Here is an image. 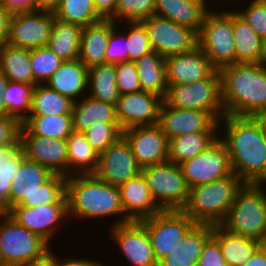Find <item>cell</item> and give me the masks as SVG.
<instances>
[{
  "instance_id": "cell-1",
  "label": "cell",
  "mask_w": 266,
  "mask_h": 266,
  "mask_svg": "<svg viewBox=\"0 0 266 266\" xmlns=\"http://www.w3.org/2000/svg\"><path fill=\"white\" fill-rule=\"evenodd\" d=\"M220 138L228 149L233 173L244 183H266V134L255 117L225 114Z\"/></svg>"
},
{
  "instance_id": "cell-2",
  "label": "cell",
  "mask_w": 266,
  "mask_h": 266,
  "mask_svg": "<svg viewBox=\"0 0 266 266\" xmlns=\"http://www.w3.org/2000/svg\"><path fill=\"white\" fill-rule=\"evenodd\" d=\"M225 114L256 117L266 109V71L263 63H234L219 70Z\"/></svg>"
},
{
  "instance_id": "cell-3",
  "label": "cell",
  "mask_w": 266,
  "mask_h": 266,
  "mask_svg": "<svg viewBox=\"0 0 266 266\" xmlns=\"http://www.w3.org/2000/svg\"><path fill=\"white\" fill-rule=\"evenodd\" d=\"M65 195L68 219L97 221V218L118 215L112 226L130 221L124 214L118 186L110 185L94 174L67 177Z\"/></svg>"
},
{
  "instance_id": "cell-4",
  "label": "cell",
  "mask_w": 266,
  "mask_h": 266,
  "mask_svg": "<svg viewBox=\"0 0 266 266\" xmlns=\"http://www.w3.org/2000/svg\"><path fill=\"white\" fill-rule=\"evenodd\" d=\"M243 184L244 182L233 173L223 179L192 187L182 211L195 223L219 225Z\"/></svg>"
},
{
  "instance_id": "cell-5",
  "label": "cell",
  "mask_w": 266,
  "mask_h": 266,
  "mask_svg": "<svg viewBox=\"0 0 266 266\" xmlns=\"http://www.w3.org/2000/svg\"><path fill=\"white\" fill-rule=\"evenodd\" d=\"M263 187V183H244L219 226L232 234L258 241L266 233V193Z\"/></svg>"
},
{
  "instance_id": "cell-6",
  "label": "cell",
  "mask_w": 266,
  "mask_h": 266,
  "mask_svg": "<svg viewBox=\"0 0 266 266\" xmlns=\"http://www.w3.org/2000/svg\"><path fill=\"white\" fill-rule=\"evenodd\" d=\"M209 10L198 33V46L216 70L236 63L233 10Z\"/></svg>"
},
{
  "instance_id": "cell-7",
  "label": "cell",
  "mask_w": 266,
  "mask_h": 266,
  "mask_svg": "<svg viewBox=\"0 0 266 266\" xmlns=\"http://www.w3.org/2000/svg\"><path fill=\"white\" fill-rule=\"evenodd\" d=\"M50 245L8 214L0 215V261L3 266H23L38 260L51 251Z\"/></svg>"
},
{
  "instance_id": "cell-8",
  "label": "cell",
  "mask_w": 266,
  "mask_h": 266,
  "mask_svg": "<svg viewBox=\"0 0 266 266\" xmlns=\"http://www.w3.org/2000/svg\"><path fill=\"white\" fill-rule=\"evenodd\" d=\"M164 102L174 108L207 111L219 121L225 115L219 70L194 83L168 86Z\"/></svg>"
},
{
  "instance_id": "cell-9",
  "label": "cell",
  "mask_w": 266,
  "mask_h": 266,
  "mask_svg": "<svg viewBox=\"0 0 266 266\" xmlns=\"http://www.w3.org/2000/svg\"><path fill=\"white\" fill-rule=\"evenodd\" d=\"M149 192L161 210H182L189 197L190 187L179 165L164 163L142 167Z\"/></svg>"
},
{
  "instance_id": "cell-10",
  "label": "cell",
  "mask_w": 266,
  "mask_h": 266,
  "mask_svg": "<svg viewBox=\"0 0 266 266\" xmlns=\"http://www.w3.org/2000/svg\"><path fill=\"white\" fill-rule=\"evenodd\" d=\"M148 231L151 245L159 263L196 224L182 210H161L140 220Z\"/></svg>"
},
{
  "instance_id": "cell-11",
  "label": "cell",
  "mask_w": 266,
  "mask_h": 266,
  "mask_svg": "<svg viewBox=\"0 0 266 266\" xmlns=\"http://www.w3.org/2000/svg\"><path fill=\"white\" fill-rule=\"evenodd\" d=\"M145 26L151 47L164 58L189 52L198 46V33L168 18L152 15L141 21Z\"/></svg>"
},
{
  "instance_id": "cell-12",
  "label": "cell",
  "mask_w": 266,
  "mask_h": 266,
  "mask_svg": "<svg viewBox=\"0 0 266 266\" xmlns=\"http://www.w3.org/2000/svg\"><path fill=\"white\" fill-rule=\"evenodd\" d=\"M179 166L190 188L233 174L228 149L220 137L206 150Z\"/></svg>"
},
{
  "instance_id": "cell-13",
  "label": "cell",
  "mask_w": 266,
  "mask_h": 266,
  "mask_svg": "<svg viewBox=\"0 0 266 266\" xmlns=\"http://www.w3.org/2000/svg\"><path fill=\"white\" fill-rule=\"evenodd\" d=\"M54 17L53 12L41 10L12 12L6 44L24 49L46 46Z\"/></svg>"
},
{
  "instance_id": "cell-14",
  "label": "cell",
  "mask_w": 266,
  "mask_h": 266,
  "mask_svg": "<svg viewBox=\"0 0 266 266\" xmlns=\"http://www.w3.org/2000/svg\"><path fill=\"white\" fill-rule=\"evenodd\" d=\"M19 225L41 236L50 244L65 219L68 220L67 199L64 194L56 203L40 206L15 205L7 213ZM59 225V226H58Z\"/></svg>"
},
{
  "instance_id": "cell-15",
  "label": "cell",
  "mask_w": 266,
  "mask_h": 266,
  "mask_svg": "<svg viewBox=\"0 0 266 266\" xmlns=\"http://www.w3.org/2000/svg\"><path fill=\"white\" fill-rule=\"evenodd\" d=\"M131 146L122 135L98 157L94 175L113 186H120L141 174Z\"/></svg>"
},
{
  "instance_id": "cell-16",
  "label": "cell",
  "mask_w": 266,
  "mask_h": 266,
  "mask_svg": "<svg viewBox=\"0 0 266 266\" xmlns=\"http://www.w3.org/2000/svg\"><path fill=\"white\" fill-rule=\"evenodd\" d=\"M113 239L132 266H158L148 231L140 221L110 226Z\"/></svg>"
},
{
  "instance_id": "cell-17",
  "label": "cell",
  "mask_w": 266,
  "mask_h": 266,
  "mask_svg": "<svg viewBox=\"0 0 266 266\" xmlns=\"http://www.w3.org/2000/svg\"><path fill=\"white\" fill-rule=\"evenodd\" d=\"M164 98L156 94L138 91L120 95L116 116L122 130L135 126L158 124Z\"/></svg>"
},
{
  "instance_id": "cell-18",
  "label": "cell",
  "mask_w": 266,
  "mask_h": 266,
  "mask_svg": "<svg viewBox=\"0 0 266 266\" xmlns=\"http://www.w3.org/2000/svg\"><path fill=\"white\" fill-rule=\"evenodd\" d=\"M122 135L141 168L168 161L169 139L158 124L130 127Z\"/></svg>"
},
{
  "instance_id": "cell-19",
  "label": "cell",
  "mask_w": 266,
  "mask_h": 266,
  "mask_svg": "<svg viewBox=\"0 0 266 266\" xmlns=\"http://www.w3.org/2000/svg\"><path fill=\"white\" fill-rule=\"evenodd\" d=\"M19 140L25 158L45 166L53 174L68 177L66 140L50 139L34 134H19Z\"/></svg>"
},
{
  "instance_id": "cell-20",
  "label": "cell",
  "mask_w": 266,
  "mask_h": 266,
  "mask_svg": "<svg viewBox=\"0 0 266 266\" xmlns=\"http://www.w3.org/2000/svg\"><path fill=\"white\" fill-rule=\"evenodd\" d=\"M216 69L199 46L165 57L167 85H183L208 78Z\"/></svg>"
},
{
  "instance_id": "cell-21",
  "label": "cell",
  "mask_w": 266,
  "mask_h": 266,
  "mask_svg": "<svg viewBox=\"0 0 266 266\" xmlns=\"http://www.w3.org/2000/svg\"><path fill=\"white\" fill-rule=\"evenodd\" d=\"M217 120L207 111L181 109L163 102L158 125L170 140L179 135L208 131Z\"/></svg>"
},
{
  "instance_id": "cell-22",
  "label": "cell",
  "mask_w": 266,
  "mask_h": 266,
  "mask_svg": "<svg viewBox=\"0 0 266 266\" xmlns=\"http://www.w3.org/2000/svg\"><path fill=\"white\" fill-rule=\"evenodd\" d=\"M53 173L41 164L23 158L12 178L11 208L15 205L34 206V193Z\"/></svg>"
},
{
  "instance_id": "cell-23",
  "label": "cell",
  "mask_w": 266,
  "mask_h": 266,
  "mask_svg": "<svg viewBox=\"0 0 266 266\" xmlns=\"http://www.w3.org/2000/svg\"><path fill=\"white\" fill-rule=\"evenodd\" d=\"M118 189L124 214L130 221H140L161 211L142 174L118 186Z\"/></svg>"
},
{
  "instance_id": "cell-24",
  "label": "cell",
  "mask_w": 266,
  "mask_h": 266,
  "mask_svg": "<svg viewBox=\"0 0 266 266\" xmlns=\"http://www.w3.org/2000/svg\"><path fill=\"white\" fill-rule=\"evenodd\" d=\"M212 232L213 225L196 223L158 266H195Z\"/></svg>"
},
{
  "instance_id": "cell-25",
  "label": "cell",
  "mask_w": 266,
  "mask_h": 266,
  "mask_svg": "<svg viewBox=\"0 0 266 266\" xmlns=\"http://www.w3.org/2000/svg\"><path fill=\"white\" fill-rule=\"evenodd\" d=\"M208 5L204 0H155L154 14L199 33L205 15L212 9Z\"/></svg>"
},
{
  "instance_id": "cell-26",
  "label": "cell",
  "mask_w": 266,
  "mask_h": 266,
  "mask_svg": "<svg viewBox=\"0 0 266 266\" xmlns=\"http://www.w3.org/2000/svg\"><path fill=\"white\" fill-rule=\"evenodd\" d=\"M116 22L110 19L82 27L79 60L90 68L105 63V54L109 36Z\"/></svg>"
},
{
  "instance_id": "cell-27",
  "label": "cell",
  "mask_w": 266,
  "mask_h": 266,
  "mask_svg": "<svg viewBox=\"0 0 266 266\" xmlns=\"http://www.w3.org/2000/svg\"><path fill=\"white\" fill-rule=\"evenodd\" d=\"M87 80L88 68L77 59L64 61L45 84L75 102L81 100L85 92L87 94Z\"/></svg>"
},
{
  "instance_id": "cell-28",
  "label": "cell",
  "mask_w": 266,
  "mask_h": 266,
  "mask_svg": "<svg viewBox=\"0 0 266 266\" xmlns=\"http://www.w3.org/2000/svg\"><path fill=\"white\" fill-rule=\"evenodd\" d=\"M217 121L208 131L179 135L169 140L168 161L177 165L206 150L220 136ZM218 136V137H217Z\"/></svg>"
},
{
  "instance_id": "cell-29",
  "label": "cell",
  "mask_w": 266,
  "mask_h": 266,
  "mask_svg": "<svg viewBox=\"0 0 266 266\" xmlns=\"http://www.w3.org/2000/svg\"><path fill=\"white\" fill-rule=\"evenodd\" d=\"M72 128L83 132L95 123H119L115 105L87 96L81 101H75L72 108Z\"/></svg>"
},
{
  "instance_id": "cell-30",
  "label": "cell",
  "mask_w": 266,
  "mask_h": 266,
  "mask_svg": "<svg viewBox=\"0 0 266 266\" xmlns=\"http://www.w3.org/2000/svg\"><path fill=\"white\" fill-rule=\"evenodd\" d=\"M135 65L141 90L165 98L168 88L165 58L152 50L137 59Z\"/></svg>"
},
{
  "instance_id": "cell-31",
  "label": "cell",
  "mask_w": 266,
  "mask_h": 266,
  "mask_svg": "<svg viewBox=\"0 0 266 266\" xmlns=\"http://www.w3.org/2000/svg\"><path fill=\"white\" fill-rule=\"evenodd\" d=\"M68 150V177L94 174L99 154L89 144L83 132L72 131L66 139Z\"/></svg>"
},
{
  "instance_id": "cell-32",
  "label": "cell",
  "mask_w": 266,
  "mask_h": 266,
  "mask_svg": "<svg viewBox=\"0 0 266 266\" xmlns=\"http://www.w3.org/2000/svg\"><path fill=\"white\" fill-rule=\"evenodd\" d=\"M233 37L236 63H263L262 39L255 30L233 10Z\"/></svg>"
},
{
  "instance_id": "cell-33",
  "label": "cell",
  "mask_w": 266,
  "mask_h": 266,
  "mask_svg": "<svg viewBox=\"0 0 266 266\" xmlns=\"http://www.w3.org/2000/svg\"><path fill=\"white\" fill-rule=\"evenodd\" d=\"M82 27L63 22L54 17L53 26L47 47L63 61H74L79 58Z\"/></svg>"
},
{
  "instance_id": "cell-34",
  "label": "cell",
  "mask_w": 266,
  "mask_h": 266,
  "mask_svg": "<svg viewBox=\"0 0 266 266\" xmlns=\"http://www.w3.org/2000/svg\"><path fill=\"white\" fill-rule=\"evenodd\" d=\"M72 131V116L60 114L28 115L19 128V134H34L61 140H66Z\"/></svg>"
},
{
  "instance_id": "cell-35",
  "label": "cell",
  "mask_w": 266,
  "mask_h": 266,
  "mask_svg": "<svg viewBox=\"0 0 266 266\" xmlns=\"http://www.w3.org/2000/svg\"><path fill=\"white\" fill-rule=\"evenodd\" d=\"M212 236L218 241L223 258L229 266L244 265L258 248V241L232 234L219 225L213 226Z\"/></svg>"
},
{
  "instance_id": "cell-36",
  "label": "cell",
  "mask_w": 266,
  "mask_h": 266,
  "mask_svg": "<svg viewBox=\"0 0 266 266\" xmlns=\"http://www.w3.org/2000/svg\"><path fill=\"white\" fill-rule=\"evenodd\" d=\"M0 71L9 81L34 85L30 62V49L9 44L0 47Z\"/></svg>"
},
{
  "instance_id": "cell-37",
  "label": "cell",
  "mask_w": 266,
  "mask_h": 266,
  "mask_svg": "<svg viewBox=\"0 0 266 266\" xmlns=\"http://www.w3.org/2000/svg\"><path fill=\"white\" fill-rule=\"evenodd\" d=\"M89 96L116 105L120 94L116 85L114 63H102L88 68Z\"/></svg>"
},
{
  "instance_id": "cell-38",
  "label": "cell",
  "mask_w": 266,
  "mask_h": 266,
  "mask_svg": "<svg viewBox=\"0 0 266 266\" xmlns=\"http://www.w3.org/2000/svg\"><path fill=\"white\" fill-rule=\"evenodd\" d=\"M23 158L19 137L9 145L0 146V202L7 212L11 209L12 178Z\"/></svg>"
},
{
  "instance_id": "cell-39",
  "label": "cell",
  "mask_w": 266,
  "mask_h": 266,
  "mask_svg": "<svg viewBox=\"0 0 266 266\" xmlns=\"http://www.w3.org/2000/svg\"><path fill=\"white\" fill-rule=\"evenodd\" d=\"M74 101L46 84H37L32 93L29 115H71Z\"/></svg>"
},
{
  "instance_id": "cell-40",
  "label": "cell",
  "mask_w": 266,
  "mask_h": 266,
  "mask_svg": "<svg viewBox=\"0 0 266 266\" xmlns=\"http://www.w3.org/2000/svg\"><path fill=\"white\" fill-rule=\"evenodd\" d=\"M35 86L22 82L8 81L3 92L5 116L13 117L21 124L29 115Z\"/></svg>"
},
{
  "instance_id": "cell-41",
  "label": "cell",
  "mask_w": 266,
  "mask_h": 266,
  "mask_svg": "<svg viewBox=\"0 0 266 266\" xmlns=\"http://www.w3.org/2000/svg\"><path fill=\"white\" fill-rule=\"evenodd\" d=\"M57 19L81 27L95 24L104 19L95 9L93 0H61L54 11Z\"/></svg>"
},
{
  "instance_id": "cell-42",
  "label": "cell",
  "mask_w": 266,
  "mask_h": 266,
  "mask_svg": "<svg viewBox=\"0 0 266 266\" xmlns=\"http://www.w3.org/2000/svg\"><path fill=\"white\" fill-rule=\"evenodd\" d=\"M30 62L34 85L45 84L64 62L47 46L30 49Z\"/></svg>"
},
{
  "instance_id": "cell-43",
  "label": "cell",
  "mask_w": 266,
  "mask_h": 266,
  "mask_svg": "<svg viewBox=\"0 0 266 266\" xmlns=\"http://www.w3.org/2000/svg\"><path fill=\"white\" fill-rule=\"evenodd\" d=\"M154 9L155 0H118L115 12L108 19L119 25L122 21L141 22L154 15Z\"/></svg>"
},
{
  "instance_id": "cell-44",
  "label": "cell",
  "mask_w": 266,
  "mask_h": 266,
  "mask_svg": "<svg viewBox=\"0 0 266 266\" xmlns=\"http://www.w3.org/2000/svg\"><path fill=\"white\" fill-rule=\"evenodd\" d=\"M83 131L89 144L98 154L105 151L112 143L122 136L119 123H95Z\"/></svg>"
},
{
  "instance_id": "cell-45",
  "label": "cell",
  "mask_w": 266,
  "mask_h": 266,
  "mask_svg": "<svg viewBox=\"0 0 266 266\" xmlns=\"http://www.w3.org/2000/svg\"><path fill=\"white\" fill-rule=\"evenodd\" d=\"M127 25L126 33L128 61L135 62L144 54L152 51L145 26L141 22H122Z\"/></svg>"
},
{
  "instance_id": "cell-46",
  "label": "cell",
  "mask_w": 266,
  "mask_h": 266,
  "mask_svg": "<svg viewBox=\"0 0 266 266\" xmlns=\"http://www.w3.org/2000/svg\"><path fill=\"white\" fill-rule=\"evenodd\" d=\"M66 176L53 174L34 193V206L54 204L65 194Z\"/></svg>"
},
{
  "instance_id": "cell-47",
  "label": "cell",
  "mask_w": 266,
  "mask_h": 266,
  "mask_svg": "<svg viewBox=\"0 0 266 266\" xmlns=\"http://www.w3.org/2000/svg\"><path fill=\"white\" fill-rule=\"evenodd\" d=\"M235 12L249 24L261 39L266 37V2L264 0H250V3Z\"/></svg>"
},
{
  "instance_id": "cell-48",
  "label": "cell",
  "mask_w": 266,
  "mask_h": 266,
  "mask_svg": "<svg viewBox=\"0 0 266 266\" xmlns=\"http://www.w3.org/2000/svg\"><path fill=\"white\" fill-rule=\"evenodd\" d=\"M115 71L116 85L120 95L141 91L135 62L116 63Z\"/></svg>"
},
{
  "instance_id": "cell-49",
  "label": "cell",
  "mask_w": 266,
  "mask_h": 266,
  "mask_svg": "<svg viewBox=\"0 0 266 266\" xmlns=\"http://www.w3.org/2000/svg\"><path fill=\"white\" fill-rule=\"evenodd\" d=\"M120 27L117 25L112 29V32L109 36L106 54H105V63H120L128 61V51H127V39L125 32H119Z\"/></svg>"
},
{
  "instance_id": "cell-50",
  "label": "cell",
  "mask_w": 266,
  "mask_h": 266,
  "mask_svg": "<svg viewBox=\"0 0 266 266\" xmlns=\"http://www.w3.org/2000/svg\"><path fill=\"white\" fill-rule=\"evenodd\" d=\"M195 266H229L222 256L218 241L213 236L205 242Z\"/></svg>"
},
{
  "instance_id": "cell-51",
  "label": "cell",
  "mask_w": 266,
  "mask_h": 266,
  "mask_svg": "<svg viewBox=\"0 0 266 266\" xmlns=\"http://www.w3.org/2000/svg\"><path fill=\"white\" fill-rule=\"evenodd\" d=\"M20 125L15 118L0 115V146L9 145L19 137Z\"/></svg>"
},
{
  "instance_id": "cell-52",
  "label": "cell",
  "mask_w": 266,
  "mask_h": 266,
  "mask_svg": "<svg viewBox=\"0 0 266 266\" xmlns=\"http://www.w3.org/2000/svg\"><path fill=\"white\" fill-rule=\"evenodd\" d=\"M12 12L0 2V47L6 44L9 32V21Z\"/></svg>"
},
{
  "instance_id": "cell-53",
  "label": "cell",
  "mask_w": 266,
  "mask_h": 266,
  "mask_svg": "<svg viewBox=\"0 0 266 266\" xmlns=\"http://www.w3.org/2000/svg\"><path fill=\"white\" fill-rule=\"evenodd\" d=\"M96 11L104 18L108 19L118 5V0H93Z\"/></svg>"
},
{
  "instance_id": "cell-54",
  "label": "cell",
  "mask_w": 266,
  "mask_h": 266,
  "mask_svg": "<svg viewBox=\"0 0 266 266\" xmlns=\"http://www.w3.org/2000/svg\"><path fill=\"white\" fill-rule=\"evenodd\" d=\"M0 2L11 12L34 10V0H0Z\"/></svg>"
},
{
  "instance_id": "cell-55",
  "label": "cell",
  "mask_w": 266,
  "mask_h": 266,
  "mask_svg": "<svg viewBox=\"0 0 266 266\" xmlns=\"http://www.w3.org/2000/svg\"><path fill=\"white\" fill-rule=\"evenodd\" d=\"M60 259V260H59ZM57 266H103V263L98 262L97 260H93L89 258V260H87V258L85 259H76V258H69V259H62L59 258V256L57 257Z\"/></svg>"
},
{
  "instance_id": "cell-56",
  "label": "cell",
  "mask_w": 266,
  "mask_h": 266,
  "mask_svg": "<svg viewBox=\"0 0 266 266\" xmlns=\"http://www.w3.org/2000/svg\"><path fill=\"white\" fill-rule=\"evenodd\" d=\"M23 266H57V256L51 249V251H49L44 257Z\"/></svg>"
},
{
  "instance_id": "cell-57",
  "label": "cell",
  "mask_w": 266,
  "mask_h": 266,
  "mask_svg": "<svg viewBox=\"0 0 266 266\" xmlns=\"http://www.w3.org/2000/svg\"><path fill=\"white\" fill-rule=\"evenodd\" d=\"M61 0H34V10L53 12L59 7Z\"/></svg>"
},
{
  "instance_id": "cell-58",
  "label": "cell",
  "mask_w": 266,
  "mask_h": 266,
  "mask_svg": "<svg viewBox=\"0 0 266 266\" xmlns=\"http://www.w3.org/2000/svg\"><path fill=\"white\" fill-rule=\"evenodd\" d=\"M242 266H266V255L258 247L251 258Z\"/></svg>"
},
{
  "instance_id": "cell-59",
  "label": "cell",
  "mask_w": 266,
  "mask_h": 266,
  "mask_svg": "<svg viewBox=\"0 0 266 266\" xmlns=\"http://www.w3.org/2000/svg\"><path fill=\"white\" fill-rule=\"evenodd\" d=\"M8 78L0 71V115L5 116V101L3 99V92L6 89Z\"/></svg>"
},
{
  "instance_id": "cell-60",
  "label": "cell",
  "mask_w": 266,
  "mask_h": 266,
  "mask_svg": "<svg viewBox=\"0 0 266 266\" xmlns=\"http://www.w3.org/2000/svg\"><path fill=\"white\" fill-rule=\"evenodd\" d=\"M255 118L261 123L266 134V109L261 111Z\"/></svg>"
},
{
  "instance_id": "cell-61",
  "label": "cell",
  "mask_w": 266,
  "mask_h": 266,
  "mask_svg": "<svg viewBox=\"0 0 266 266\" xmlns=\"http://www.w3.org/2000/svg\"><path fill=\"white\" fill-rule=\"evenodd\" d=\"M258 247L266 255V233L258 240Z\"/></svg>"
},
{
  "instance_id": "cell-62",
  "label": "cell",
  "mask_w": 266,
  "mask_h": 266,
  "mask_svg": "<svg viewBox=\"0 0 266 266\" xmlns=\"http://www.w3.org/2000/svg\"><path fill=\"white\" fill-rule=\"evenodd\" d=\"M262 46H263V60L266 61V37L262 39Z\"/></svg>"
},
{
  "instance_id": "cell-63",
  "label": "cell",
  "mask_w": 266,
  "mask_h": 266,
  "mask_svg": "<svg viewBox=\"0 0 266 266\" xmlns=\"http://www.w3.org/2000/svg\"><path fill=\"white\" fill-rule=\"evenodd\" d=\"M6 207L0 202V215L7 214Z\"/></svg>"
}]
</instances>
